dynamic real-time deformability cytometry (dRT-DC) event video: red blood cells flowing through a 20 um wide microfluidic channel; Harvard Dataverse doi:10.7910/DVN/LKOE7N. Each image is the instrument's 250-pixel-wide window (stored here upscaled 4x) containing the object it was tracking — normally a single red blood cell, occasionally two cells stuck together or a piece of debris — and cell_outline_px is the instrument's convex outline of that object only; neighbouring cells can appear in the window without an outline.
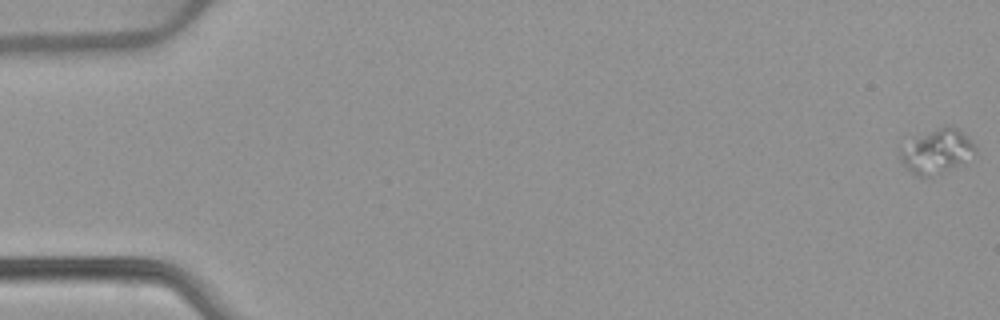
{"species": "common noctule bat (a hibernating species)", "species_latin": "Nyctalus noctula", "temperature_condition": "warm", "stored_images_in_passage": 53, "camera_frame_rate_fps": 3000, "um_per_image_px": 0.085, "animal": {"sex": "female", "body_mass_g": 22.7, "forearm_length_mm": 54.2}, "frame": {"image": 1, "passage_image": 1, "time_ms": 0.0, "image_size_px": [1000, 320], "cell_outline_px": [[976, 152], [960, 164], [924, 180], [908, 172], [900, 160], [896, 148], [944, 124], [948, 124], [956, 128], [968, 136], [976, 144]], "centroid_in_image_um": [79.57, 12.89], "position_along_channel_um": 5.4, "area_um2": 19.83}, "authors_computed_cell_mechanics": {"area_um2": 19.5942, "velocity_mm_per_s": 3.8856, "shape_relaxation_time_tau1_ms": 2.9864, "shape_relaxation_time_tau2_ms": 1.7043, "deformation_change_tau1": 0.2611, "deformation_change_tau2": 0.0974}}